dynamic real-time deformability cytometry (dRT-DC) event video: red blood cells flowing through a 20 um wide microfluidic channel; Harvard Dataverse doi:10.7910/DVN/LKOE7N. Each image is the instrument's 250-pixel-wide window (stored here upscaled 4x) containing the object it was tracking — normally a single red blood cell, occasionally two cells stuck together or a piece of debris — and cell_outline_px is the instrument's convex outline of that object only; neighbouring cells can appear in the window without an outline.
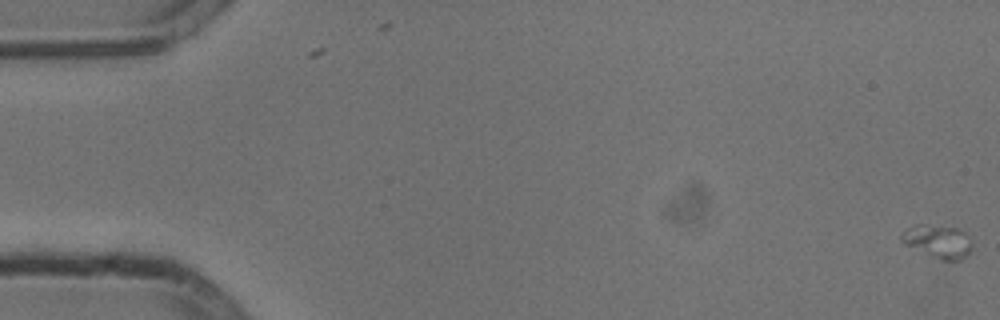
{"species": "common noctule bat (a hibernating species)", "species_latin": "Nyctalus noctula", "temperature_condition": "cold", "stored_images_in_passage": 2, "camera_frame_rate_fps": 3000, "um_per_image_px": 0.085, "animal": {"sex": "male", "body_mass_g": 13.3}, "frame": {"image": 1, "passage_image": 2, "time_ms": 0.333, "image_size_px": [1000, 320], "cell_outline_px": [[972, 248], [964, 260], [940, 260], [904, 244], [900, 240], [900, 236], [912, 224], [928, 224], [956, 228], [964, 232], [968, 236], [972, 244]], "centroid_in_image_um": [79.73, 20.52], "position_along_channel_um": 5.3, "area_um2": 13.76}}